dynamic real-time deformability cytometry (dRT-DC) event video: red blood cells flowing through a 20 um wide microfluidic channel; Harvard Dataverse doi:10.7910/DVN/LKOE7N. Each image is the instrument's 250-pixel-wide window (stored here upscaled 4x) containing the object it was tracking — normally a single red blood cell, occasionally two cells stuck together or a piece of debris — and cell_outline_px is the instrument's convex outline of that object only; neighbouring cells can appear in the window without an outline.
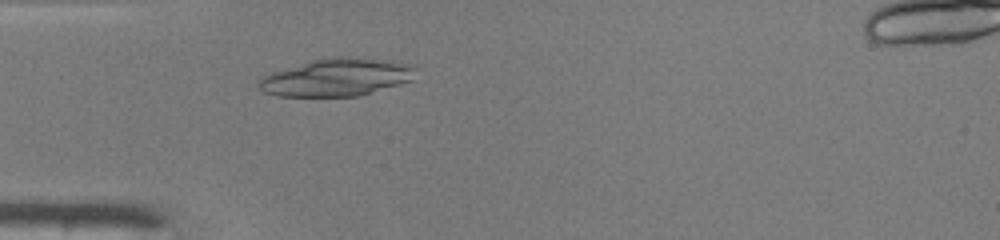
{"species": "common noctule bat (a hibernating species)", "species_latin": "Nyctalus noctula", "temperature_condition": "warm", "stored_images_in_passage": 47, "camera_frame_rate_fps": 3000, "um_per_image_px": 0.085, "animal": {"sex": "male", "body_mass_g": 19.0, "forearm_length_mm": 50.8}, "frame": {"image": 1, "passage_image": 14, "time_ms": 4.333, "image_size_px": [1000, 240], "cell_outline_px": [[416, 68], [412, 80], [360, 96], [276, 96], [264, 92], [256, 84], [264, 76], [272, 72], [312, 60], [332, 56], [348, 56], [384, 60], [416, 64]], "centroid_in_image_um": [28.64, 6.56], "position_along_channel_um": 56.4, "area_um2": 34.45}}
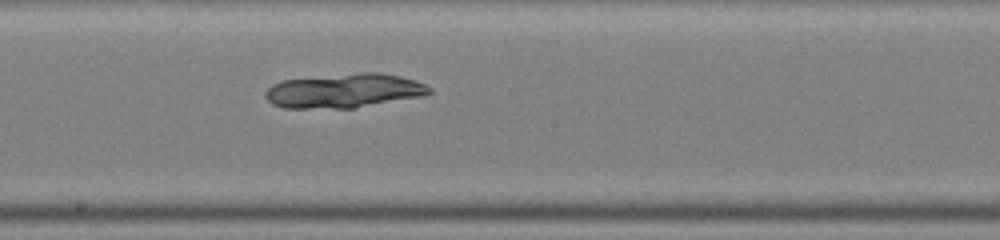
{"frame": {"image": 2, "passage_image": 26, "time_ms": 8.333, "image_size_px": [1000, 240], "cell_outline_px": [[432, 92], [424, 96], [352, 108], [284, 108], [272, 104], [264, 96], [264, 92], [272, 84], [280, 80], [360, 72], [380, 72], [400, 76], [416, 80], [432, 88]], "centroid_in_image_um": [29.25, 7.71], "position_along_channel_um": 218.9, "area_um2": 32.95}}
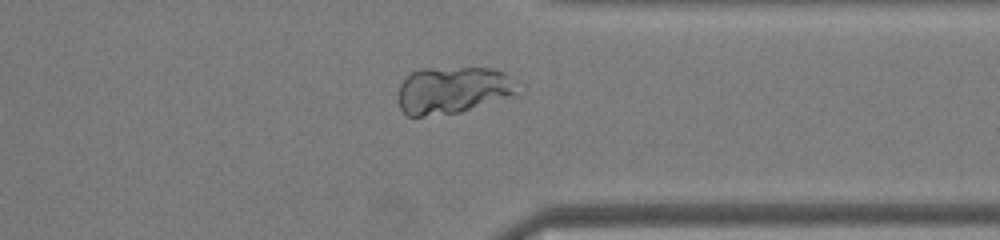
{"frame": {"image": 3, "passage_image": 37, "time_ms": 12.0, "image_size_px": [1000, 240], "cell_outline_px": [[524, 92], [520, 96], [460, 112], [424, 116], [408, 116], [400, 108], [400, 84], [412, 72], [424, 68], [492, 68], [504, 72]], "centroid_in_image_um": [38.61, 7.67], "position_along_channel_um": 372.8, "area_um2": 33.18}}